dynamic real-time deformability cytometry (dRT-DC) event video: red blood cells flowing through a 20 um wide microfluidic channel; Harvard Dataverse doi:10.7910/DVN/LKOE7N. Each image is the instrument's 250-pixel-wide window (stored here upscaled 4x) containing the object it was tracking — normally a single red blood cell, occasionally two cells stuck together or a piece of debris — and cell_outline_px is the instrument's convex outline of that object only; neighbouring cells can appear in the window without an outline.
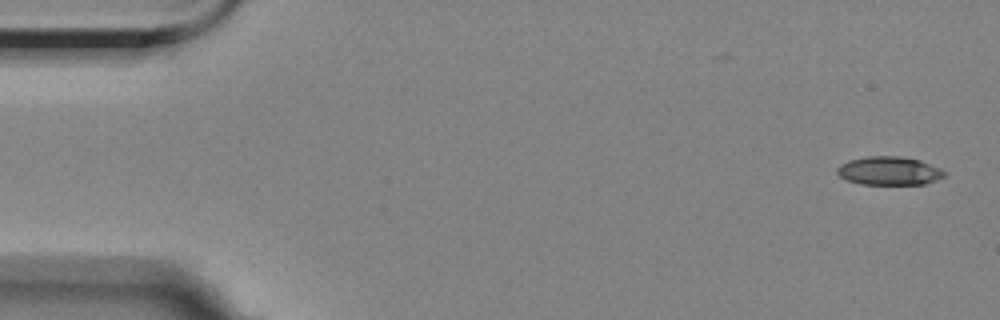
{"species": "Egyptian fruit bat (a non-hibernating species)", "species_latin": "Rousettus aegyptiacus", "temperature_condition": "room temperature", "stored_images_in_passage": 5, "camera_frame_rate_fps": 3000, "um_per_image_px": 0.085, "animal": {"sex": "female"}, "frame": {"image": 1, "passage_image": 1, "time_ms": 0.0, "image_size_px": [1000, 320], "cell_outline_px": [[948, 172], [944, 176], [936, 180], [924, 184], [860, 184], [848, 180], [840, 176], [836, 172], [836, 168], [840, 164], [848, 160], [864, 156], [900, 156], [920, 160], [940, 168]], "centroid_in_image_um": [75.57, 14.51], "position_along_channel_um": 9.4, "area_um2": 17.92}}
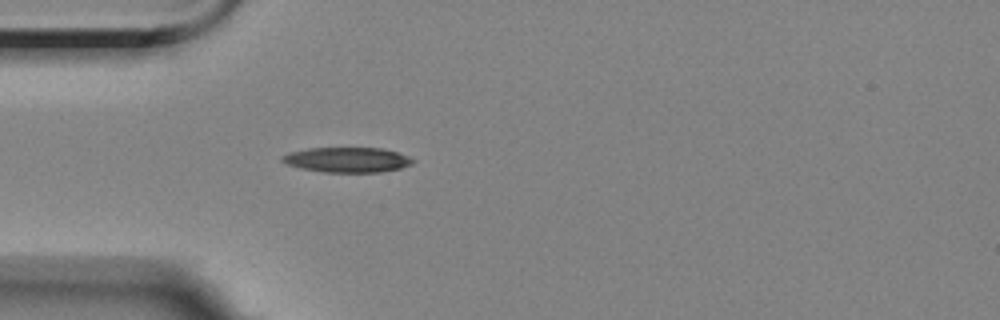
{"frame": {"image": 2, "passage_image": 5, "time_ms": 4.667, "image_size_px": [1000, 320], "cell_outline_px": [[416, 160], [412, 164], [400, 168], [380, 172], [324, 172], [300, 168], [288, 164], [280, 160], [280, 156], [292, 152], [308, 148], [380, 148], [396, 152], [408, 156]], "centroid_in_image_um": [29.52, 13.58], "position_along_channel_um": 55.5, "area_um2": 18.96}}